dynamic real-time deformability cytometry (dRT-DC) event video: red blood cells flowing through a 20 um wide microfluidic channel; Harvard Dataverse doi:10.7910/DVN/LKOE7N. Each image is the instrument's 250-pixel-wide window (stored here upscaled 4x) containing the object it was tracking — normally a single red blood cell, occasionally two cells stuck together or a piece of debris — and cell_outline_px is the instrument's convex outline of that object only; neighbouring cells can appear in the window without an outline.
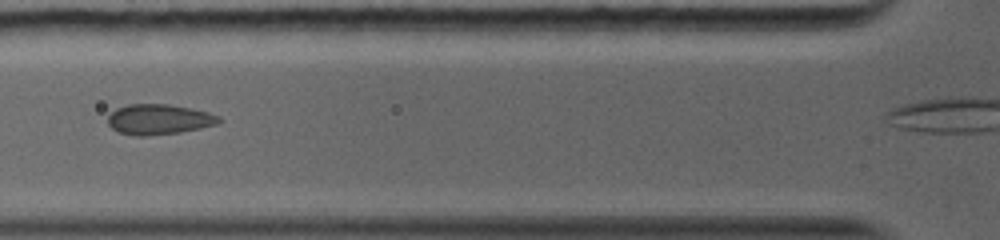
{"species": "common noctule bat (a hibernating species)", "species_latin": "Nyctalus noctula", "temperature_condition": "warm", "stored_images_in_passage": 8, "camera_frame_rate_fps": 5000, "um_per_image_px": 0.085, "animal": {"sex": "female", "body_mass_g": 19.0, "forearm_length_mm": 56.7}, "frame": {"image": 1, "passage_image": 2, "time_ms": 1.0, "image_size_px": [1000, 240], "cell_outline_px": [[224, 120], [216, 124], [200, 128], [180, 132], [148, 136], [136, 136], [120, 132], [112, 128], [108, 124], [108, 116], [116, 108], [128, 104], [168, 104], [192, 108], [208, 112], [220, 116]], "centroid_in_image_um": [13.53, 10.14], "position_along_channel_um": 112.3, "area_um2": 19.71}}
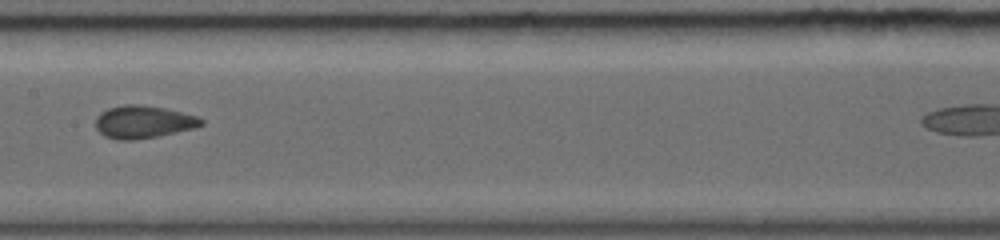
{"frame": {"image": 2, "passage_image": 4, "time_ms": 3.0, "image_size_px": [1000, 240], "cell_outline_px": [[204, 124], [196, 128], [160, 136], [132, 140], [116, 140], [104, 136], [96, 128], [96, 116], [100, 112], [108, 108], [124, 104], [140, 104], [164, 108], [200, 116], [204, 120]], "centroid_in_image_um": [12.21, 10.36], "position_along_channel_um": 195.2, "area_um2": 20.46}}
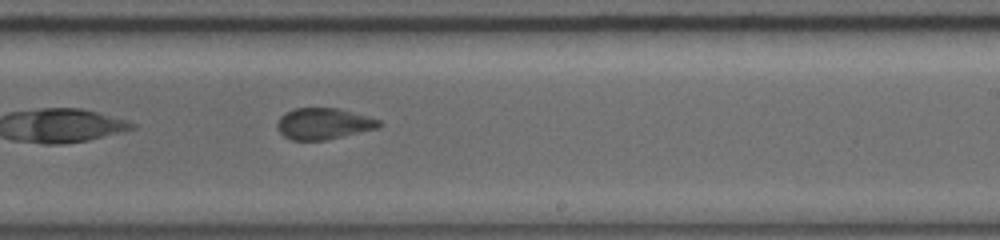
{"frame": {"image": 3, "passage_image": 6, "time_ms": 4.6, "image_size_px": [1000, 240], "cell_outline_px": [[384, 124], [376, 128], [324, 140], [292, 140], [284, 136], [276, 128], [276, 124], [280, 116], [284, 112], [296, 108], [340, 108], [368, 116], [380, 120]], "centroid_in_image_um": [27.47, 10.5], "position_along_channel_um": 261.5, "area_um2": 18.55}}